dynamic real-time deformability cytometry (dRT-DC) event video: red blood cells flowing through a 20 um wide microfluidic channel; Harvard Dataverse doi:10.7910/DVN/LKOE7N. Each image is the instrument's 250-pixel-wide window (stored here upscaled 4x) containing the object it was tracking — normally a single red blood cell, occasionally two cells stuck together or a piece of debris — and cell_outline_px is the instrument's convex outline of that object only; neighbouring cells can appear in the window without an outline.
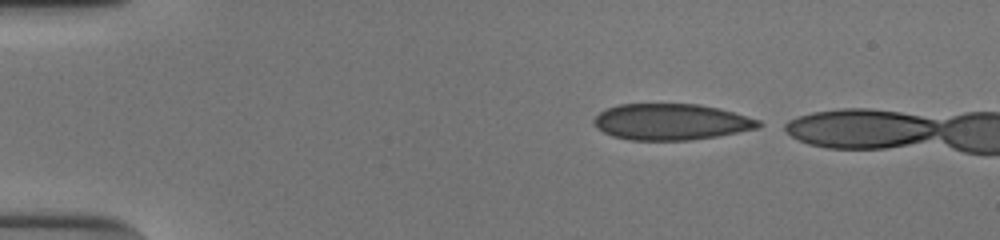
{"species": "human", "species_latin": "Homo sapiens", "temperature_condition": "cold", "stored_images_in_passage": 8, "camera_frame_rate_fps": 3000, "um_per_image_px": 0.085, "donor": {"sex": "male"}, "frame": {"image": 1, "passage_image": 1, "time_ms": 0.0, "image_size_px": [1000, 240], "cell_outline_px": [[768, 124], [760, 128], [716, 136], [688, 140], [628, 140], [612, 136], [596, 128], [592, 120], [600, 112], [608, 108], [620, 104], [700, 104], [732, 112], [760, 120]], "centroid_in_image_um": [57.06, 10.36], "position_along_channel_um": 27.9, "area_um2": 34.8}}